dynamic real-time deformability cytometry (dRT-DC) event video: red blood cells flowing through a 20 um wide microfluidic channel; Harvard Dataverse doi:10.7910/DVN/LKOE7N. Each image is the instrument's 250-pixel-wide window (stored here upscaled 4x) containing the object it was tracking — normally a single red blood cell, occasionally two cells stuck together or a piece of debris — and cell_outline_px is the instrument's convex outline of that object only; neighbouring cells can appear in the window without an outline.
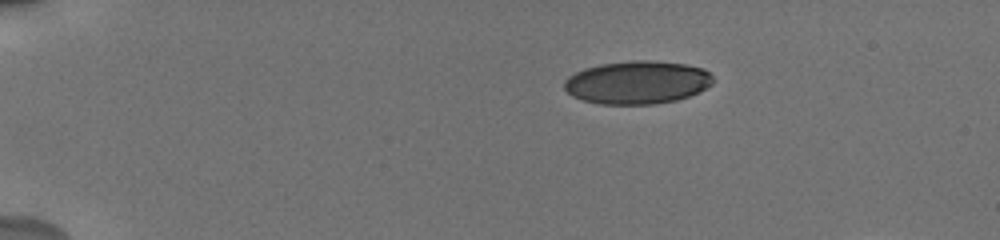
{"species": "human", "species_latin": "Homo sapiens", "temperature_condition": "cold", "stored_images_in_passage": 37, "camera_frame_rate_fps": 3000, "um_per_image_px": 0.085, "donor": {"sex": "male"}, "frame": {"image": 1, "passage_image": 1, "time_ms": 0.0, "image_size_px": [1000, 240], "cell_outline_px": [[716, 80], [712, 84], [700, 92], [676, 100], [656, 104], [600, 104], [584, 100], [572, 96], [564, 88], [564, 80], [568, 76], [584, 68], [600, 64], [632, 60], [648, 60], [684, 64], [704, 68]], "centroid_in_image_um": [54.18, 7.0], "position_along_channel_um": 30.8, "area_um2": 37.51}}
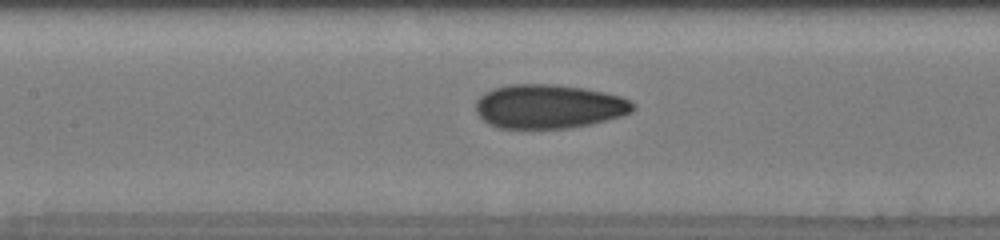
{"frame": {"image": 2, "passage_image": 14, "time_ms": 5.667, "image_size_px": [1000, 240], "cell_outline_px": [[636, 108], [632, 112], [624, 116], [592, 124], [568, 128], [500, 128], [488, 124], [476, 112], [476, 100], [484, 92], [492, 88], [508, 84], [552, 84], [584, 88], [604, 92], [620, 96], [632, 100], [636, 104]], "centroid_in_image_um": [46.68, 9.04], "position_along_channel_um": 160.7, "area_um2": 40.81}}
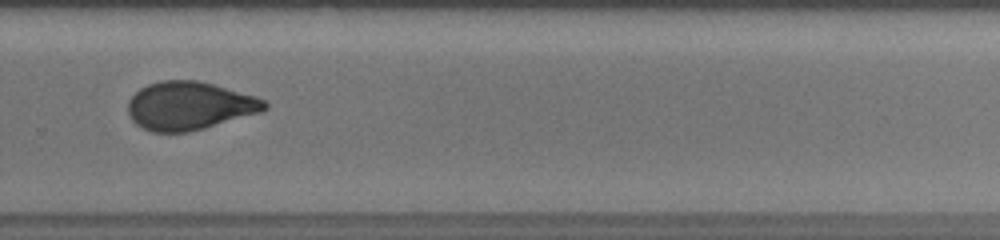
{"frame": {"image": 3, "passage_image": 24, "time_ms": 9.667, "image_size_px": [1000, 240], "cell_outline_px": [[268, 108], [264, 112], [204, 128], [188, 132], [152, 132], [136, 124], [128, 116], [128, 100], [140, 88], [148, 84], [164, 80], [196, 80], [212, 84], [256, 96], [264, 100], [268, 104]], "centroid_in_image_um": [16.12, 9.0], "position_along_channel_um": 313.7, "area_um2": 38.49}}